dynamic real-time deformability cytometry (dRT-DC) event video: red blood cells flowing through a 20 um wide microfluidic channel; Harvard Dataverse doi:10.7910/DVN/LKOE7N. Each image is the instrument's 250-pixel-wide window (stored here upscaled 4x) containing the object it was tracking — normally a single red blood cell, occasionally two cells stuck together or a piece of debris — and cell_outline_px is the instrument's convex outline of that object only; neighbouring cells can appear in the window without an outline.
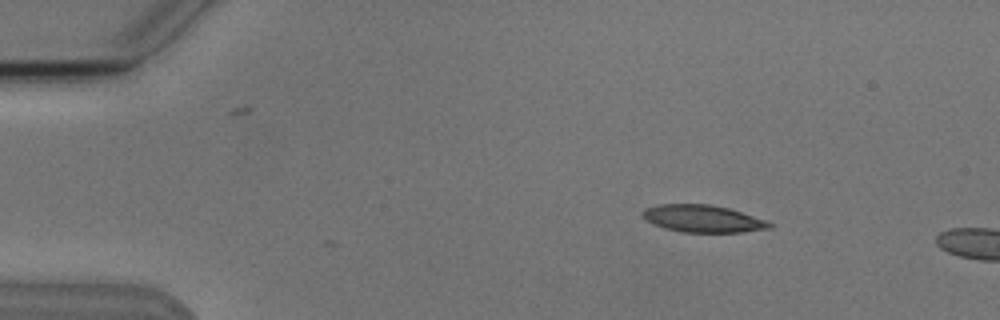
{"species": "Egyptian fruit bat (a non-hibernating species)", "species_latin": "Rousettus aegyptiacus", "temperature_condition": "cold", "stored_images_in_passage": 4, "camera_frame_rate_fps": 3000, "um_per_image_px": 0.085, "animal": {"sex": "male"}, "frame": {"image": 1, "passage_image": 2, "time_ms": 1.0, "image_size_px": [1000, 320], "cell_outline_px": [[772, 228], [740, 232], [684, 232], [664, 228], [648, 220], [640, 212], [644, 208], [660, 204], [712, 204], [728, 208], [764, 220], [772, 224]], "centroid_in_image_um": [59.72, 18.58], "position_along_channel_um": 25.3, "area_um2": 19.83}}